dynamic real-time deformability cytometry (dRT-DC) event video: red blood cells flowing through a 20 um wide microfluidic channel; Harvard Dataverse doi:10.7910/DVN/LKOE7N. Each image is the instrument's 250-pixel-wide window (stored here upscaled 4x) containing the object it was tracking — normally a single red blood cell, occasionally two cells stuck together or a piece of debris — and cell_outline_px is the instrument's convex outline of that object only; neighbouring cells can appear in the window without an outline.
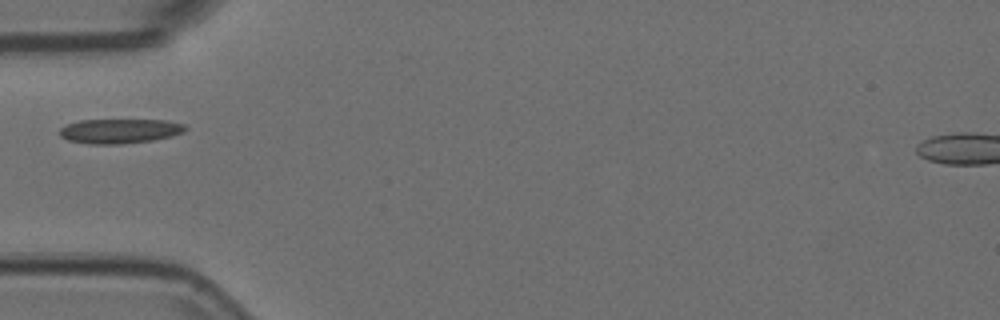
{"species": "Egyptian fruit bat (a non-hibernating species)", "species_latin": "Rousettus aegyptiacus", "temperature_condition": "room temperature", "stored_images_in_passage": 38, "camera_frame_rate_fps": 3000, "um_per_image_px": 0.085, "animal": {"sex": "female"}, "frame": {"image": 1, "passage_image": 1, "time_ms": 0.0, "image_size_px": [1000, 320], "cell_outline_px": [[188, 128], [184, 132], [172, 136], [152, 140], [120, 144], [88, 144], [68, 140], [60, 136], [60, 128], [68, 124], [80, 120], [168, 120], [184, 124]], "centroid_in_image_um": [10.2, 11.14], "position_along_channel_um": 74.8, "area_um2": 18.03}}
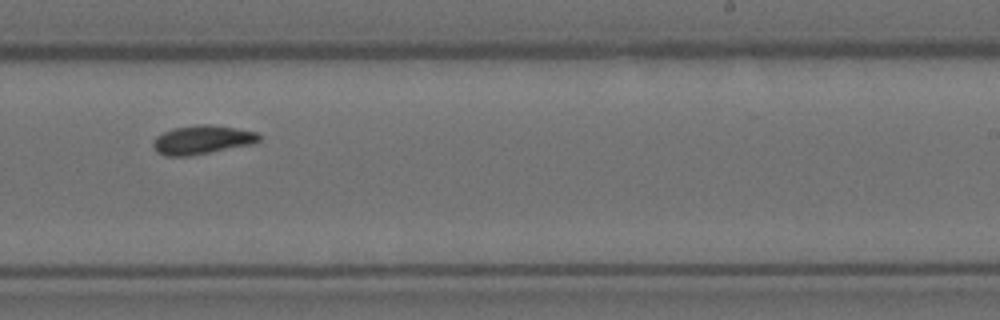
{"frame": {"image": 2, "passage_image": 17, "time_ms": 5.333, "image_size_px": [1000, 320], "cell_outline_px": [[260, 140], [256, 144], [188, 156], [164, 156], [156, 152], [152, 144], [156, 136], [172, 128], [196, 124], [212, 124], [236, 128], [256, 132], [260, 136]], "centroid_in_image_um": [17.18, 11.88], "position_along_channel_um": 271.8, "area_um2": 18.03}}
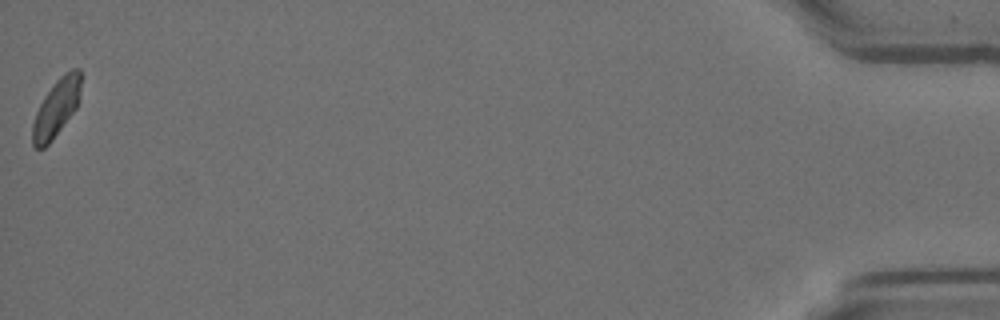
{"frame": {"image": 3, "passage_image": 38, "time_ms": 12.333, "image_size_px": [1000, 320], "cell_outline_px": [[80, 96], [76, 108], [52, 140], [44, 148], [36, 148], [32, 144], [32, 124], [36, 112], [44, 96], [56, 80], [64, 72], [72, 68], [80, 68]], "centroid_in_image_um": [4.78, 9.16], "position_along_channel_um": 430.4, "area_um2": 16.13}}